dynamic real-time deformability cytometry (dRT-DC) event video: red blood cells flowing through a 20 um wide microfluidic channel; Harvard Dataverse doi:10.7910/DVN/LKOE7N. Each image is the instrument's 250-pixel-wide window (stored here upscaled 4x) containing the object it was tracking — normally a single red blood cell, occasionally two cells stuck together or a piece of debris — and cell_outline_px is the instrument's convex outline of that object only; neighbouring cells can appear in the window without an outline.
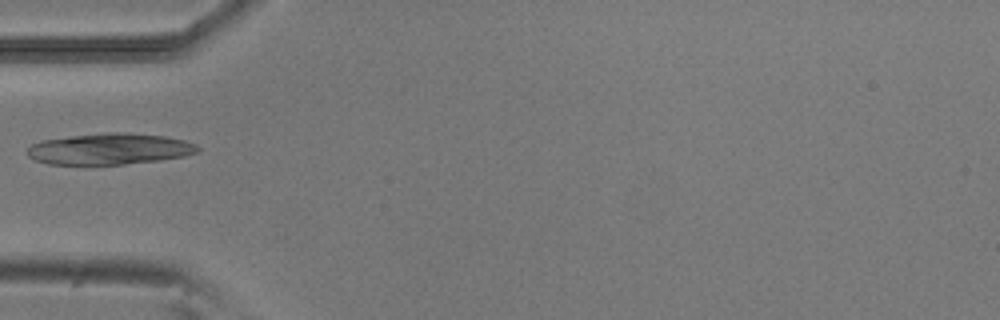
{"species": "common noctule bat (a hibernating species)", "species_latin": "Nyctalus noctula", "temperature_condition": "room temperature", "stored_images_in_passage": 12, "camera_frame_rate_fps": 3000, "um_per_image_px": 0.085, "animal": {"sex": "male", "body_mass_g": 20.5, "forearm_length_mm": 52.5}, "frame": {"image": 1, "passage_image": 1, "time_ms": 0.0, "image_size_px": [1000, 320], "cell_outline_px": [[200, 152], [184, 156], [160, 160], [124, 164], [48, 164], [36, 160], [28, 156], [28, 148], [32, 144], [40, 140], [104, 132], [124, 132], [164, 136], [184, 140], [196, 144], [200, 148]], "centroid_in_image_um": [9.34, 12.65], "position_along_channel_um": 75.7, "area_um2": 30.98}}
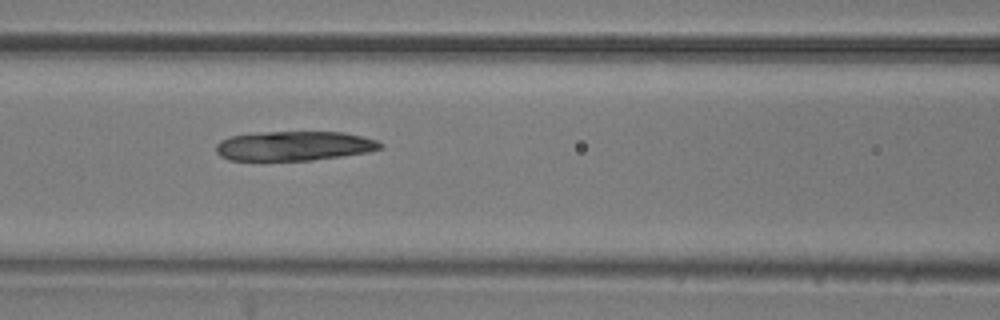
{"frame": {"image": 2, "passage_image": 6, "time_ms": 1.667, "image_size_px": [1000, 320], "cell_outline_px": [[384, 148], [368, 152], [312, 160], [228, 160], [220, 156], [216, 152], [216, 144], [220, 140], [232, 136], [264, 132], [344, 132], [364, 136], [376, 140], [384, 144]], "centroid_in_image_um": [25.03, 12.4], "position_along_channel_um": 141.6, "area_um2": 28.26}}
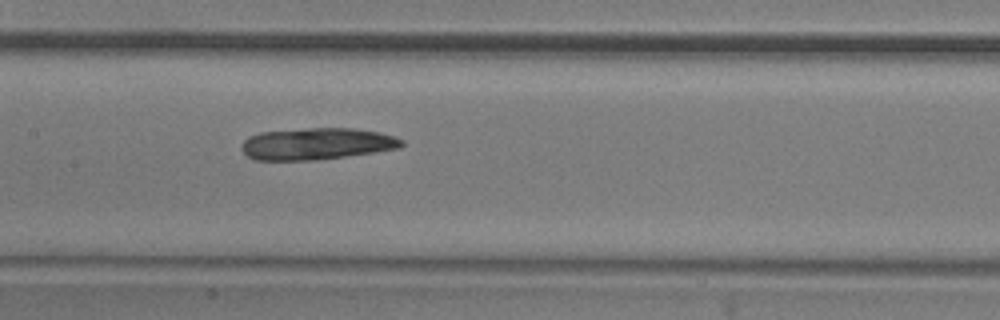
{"frame": {"image": 3, "passage_image": 9, "time_ms": 2.667, "image_size_px": [1000, 320], "cell_outline_px": [[404, 144], [400, 148], [376, 152], [316, 160], [252, 160], [240, 148], [244, 140], [248, 136], [260, 132], [308, 128], [352, 128], [380, 132], [396, 136], [404, 140]], "centroid_in_image_um": [26.94, 12.22], "position_along_channel_um": 180.5, "area_um2": 29.88}}